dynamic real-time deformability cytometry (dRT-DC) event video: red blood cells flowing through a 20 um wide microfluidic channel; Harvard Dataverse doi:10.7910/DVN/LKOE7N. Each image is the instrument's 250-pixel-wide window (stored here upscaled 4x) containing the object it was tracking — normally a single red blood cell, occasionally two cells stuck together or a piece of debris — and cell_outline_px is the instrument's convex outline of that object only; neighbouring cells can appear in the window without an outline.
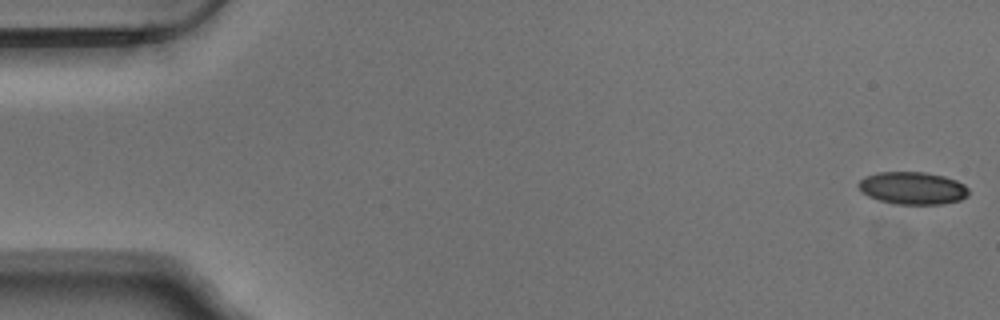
{"species": "Egyptian fruit bat (a non-hibernating species)", "species_latin": "Rousettus aegyptiacus", "temperature_condition": "warm", "stored_images_in_passage": 54, "camera_frame_rate_fps": 3000, "um_per_image_px": 0.085, "animal": {"sex": "male"}, "frame": {"image": 1, "passage_image": 1, "time_ms": 0.0, "image_size_px": [1000, 320], "cell_outline_px": [[968, 196], [960, 200], [940, 204], [892, 204], [876, 200], [860, 192], [856, 184], [864, 176], [876, 172], [924, 172], [944, 176], [956, 180], [964, 184], [968, 188]], "centroid_in_image_um": [77.51, 15.99], "position_along_channel_um": 7.5, "area_um2": 21.21}}
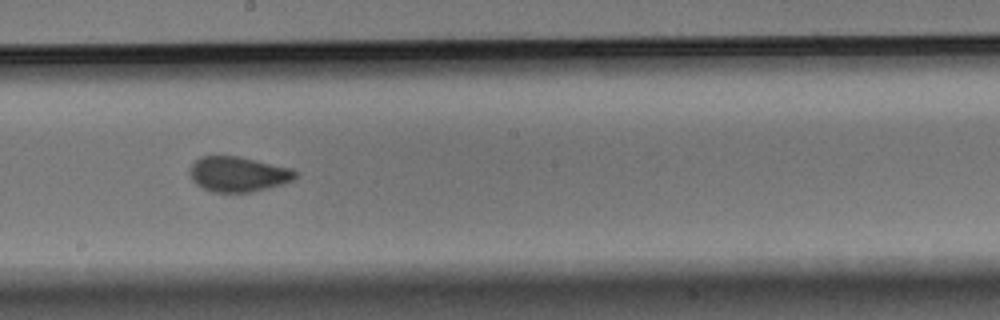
{"frame": {"image": 2, "passage_image": 30, "time_ms": 9.667, "image_size_px": [1000, 320], "cell_outline_px": [[300, 172], [292, 180], [284, 184], [252, 192], [212, 192], [196, 184], [192, 180], [192, 164], [200, 156], [240, 156], [292, 168]], "centroid_in_image_um": [20.3, 14.8], "position_along_channel_um": 227.9, "area_um2": 21.62}}
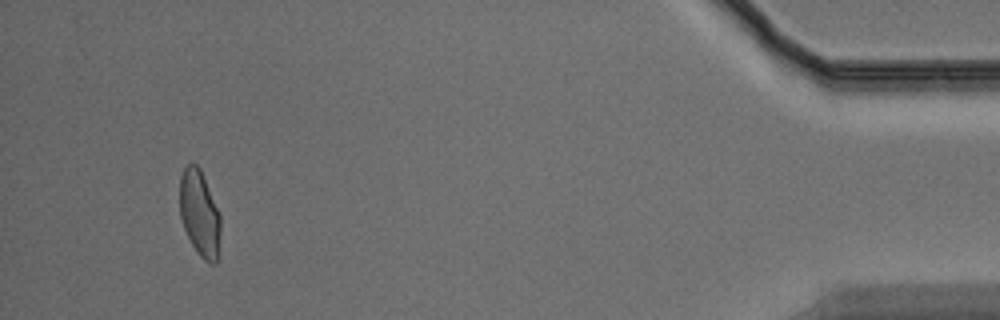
{"frame": {"image": 3, "passage_image": 51, "time_ms": 16.667, "image_size_px": [1000, 320], "cell_outline_px": [[220, 232], [216, 264], [208, 264], [200, 256], [192, 244], [184, 228], [180, 216], [180, 176], [184, 168], [188, 164], [196, 164], [200, 168], [220, 216]], "centroid_in_image_um": [16.96, 18.16], "position_along_channel_um": 418.2, "area_um2": 20.17}, "authors_computed_cell_mechanics": {"area_um2": 21.6461, "velocity_mm_per_s": 3.7445, "shape_relaxation_time_tau1_ms": 3.908, "shape_relaxation_time_tau2_ms": 0.685, "deformation_change_tau1": 0.1261, "deformation_change_tau2": 0.0573}}